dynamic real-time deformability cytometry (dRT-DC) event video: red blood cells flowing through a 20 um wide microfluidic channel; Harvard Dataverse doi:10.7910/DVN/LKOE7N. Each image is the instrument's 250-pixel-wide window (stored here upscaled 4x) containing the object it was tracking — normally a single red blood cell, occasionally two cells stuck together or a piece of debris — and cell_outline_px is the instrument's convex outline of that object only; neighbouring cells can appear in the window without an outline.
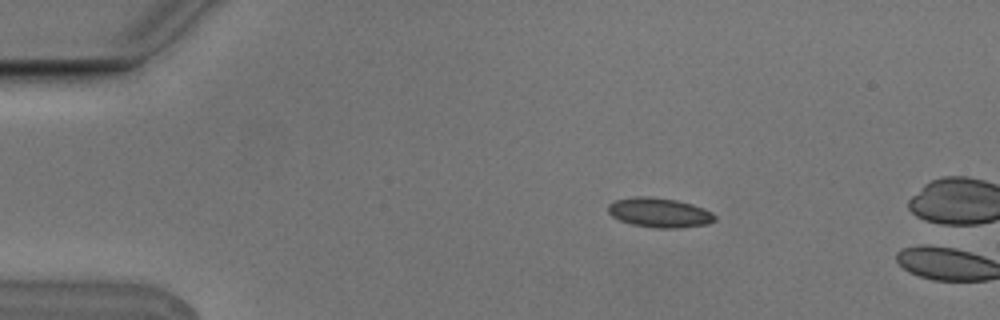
{"species": "Egyptian fruit bat (a non-hibernating species)", "species_latin": "Rousettus aegyptiacus", "temperature_condition": "cold", "stored_images_in_passage": 5, "camera_frame_rate_fps": 3000, "um_per_image_px": 0.085, "animal": {"sex": "male"}, "frame": {"image": 1, "passage_image": 3, "time_ms": 0.667, "image_size_px": [1000, 320], "cell_outline_px": [[716, 220], [708, 224], [680, 228], [656, 228], [632, 224], [620, 220], [612, 216], [608, 212], [608, 204], [616, 200], [636, 196], [648, 196], [676, 200], [692, 204], [704, 208], [712, 212], [716, 216]], "centroid_in_image_um": [56.07, 18.07], "position_along_channel_um": 28.9, "area_um2": 18.44}}